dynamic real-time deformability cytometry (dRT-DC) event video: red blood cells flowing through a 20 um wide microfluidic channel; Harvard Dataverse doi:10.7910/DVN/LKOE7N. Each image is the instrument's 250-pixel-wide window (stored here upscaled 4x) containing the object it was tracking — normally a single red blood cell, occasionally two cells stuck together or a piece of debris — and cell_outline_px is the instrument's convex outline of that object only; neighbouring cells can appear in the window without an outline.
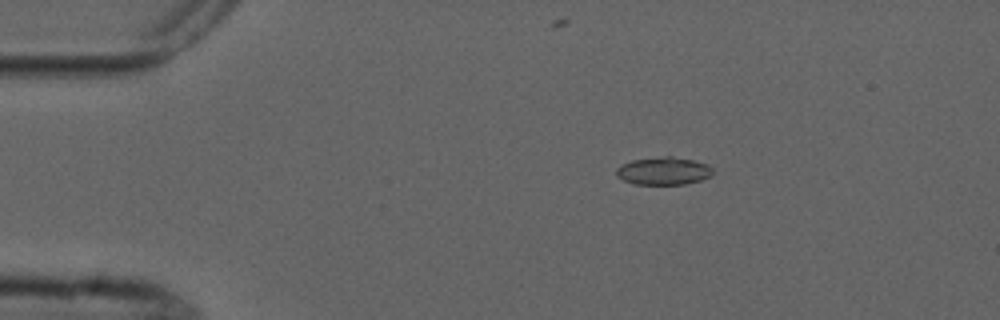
{"species": "common noctule bat (a hibernating species)", "species_latin": "Nyctalus noctula", "temperature_condition": "cold", "stored_images_in_passage": 4, "camera_frame_rate_fps": 3000, "um_per_image_px": 0.085, "animal": {"sex": "male", "forearm_length_mm": 52.5}, "frame": {"image": 1, "passage_image": 1, "time_ms": 0.0, "image_size_px": [1000, 320], "cell_outline_px": [[712, 176], [700, 180], [684, 184], [632, 184], [616, 176], [616, 168], [620, 164], [632, 160], [664, 156], [672, 156], [692, 160], [708, 164], [712, 168]], "centroid_in_image_um": [56.38, 14.53], "position_along_channel_um": 28.6, "area_um2": 15.66}}
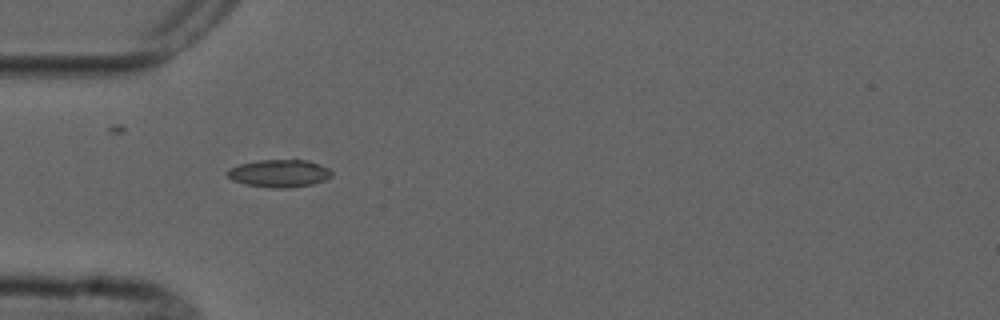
{"frame": {"image": 2, "passage_image": 3, "time_ms": 2.333, "image_size_px": [1000, 320], "cell_outline_px": [[332, 176], [324, 180], [312, 184], [288, 188], [272, 188], [244, 184], [232, 180], [224, 172], [228, 168], [240, 164], [260, 160], [308, 160], [320, 164], [328, 168], [332, 172]], "centroid_in_image_um": [23.71, 14.73], "position_along_channel_um": 61.3, "area_um2": 16.88}}
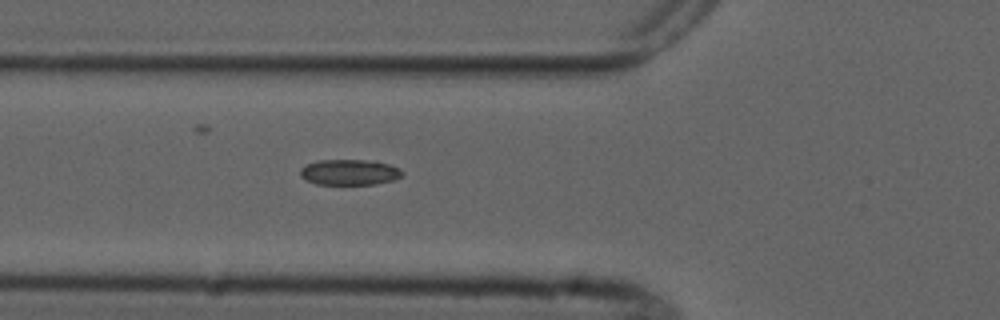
{"frame": {"image": 3, "passage_image": 4, "time_ms": 3.333, "image_size_px": [1000, 320], "cell_outline_px": [[404, 172], [400, 176], [392, 180], [376, 184], [316, 184], [304, 180], [300, 176], [300, 168], [316, 160], [376, 160], [400, 168]], "centroid_in_image_um": [29.69, 14.63], "position_along_channel_um": 96.1, "area_um2": 15.37}}